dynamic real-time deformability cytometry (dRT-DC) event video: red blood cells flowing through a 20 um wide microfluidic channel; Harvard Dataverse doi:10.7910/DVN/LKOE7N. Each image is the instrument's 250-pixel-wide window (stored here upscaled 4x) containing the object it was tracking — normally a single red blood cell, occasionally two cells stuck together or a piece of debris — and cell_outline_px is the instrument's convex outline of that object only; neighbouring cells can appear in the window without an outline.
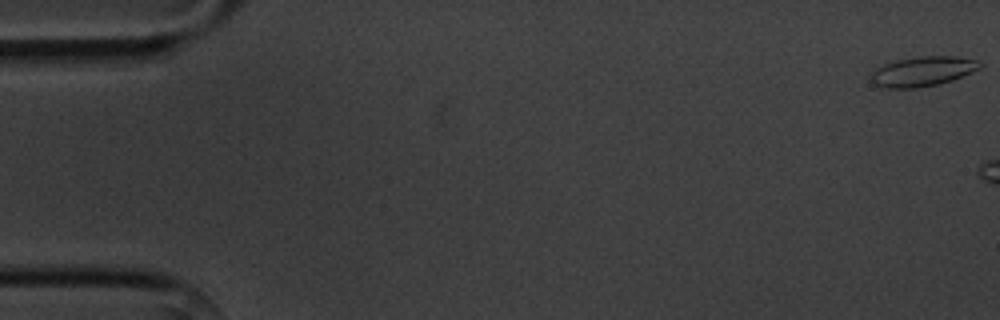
{"species": "common noctule bat (a hibernating species)", "species_latin": "Nyctalus noctula", "temperature_condition": "cold", "stored_images_in_passage": 6, "camera_frame_rate_fps": 3000, "um_per_image_px": 0.085, "animal": {"sex": "male", "body_mass_g": 20.1, "forearm_length_mm": 53.5}, "frame": {"image": 1, "passage_image": 1, "time_ms": 0.0, "image_size_px": [1000, 320], "cell_outline_px": [[984, 64], [980, 68], [972, 72], [952, 80], [920, 88], [888, 88], [876, 84], [872, 80], [872, 72], [876, 68], [884, 64], [896, 60], [920, 56], [956, 56], [980, 60]], "centroid_in_image_um": [78.49, 6.05], "position_along_channel_um": 6.5, "area_um2": 18.84}}
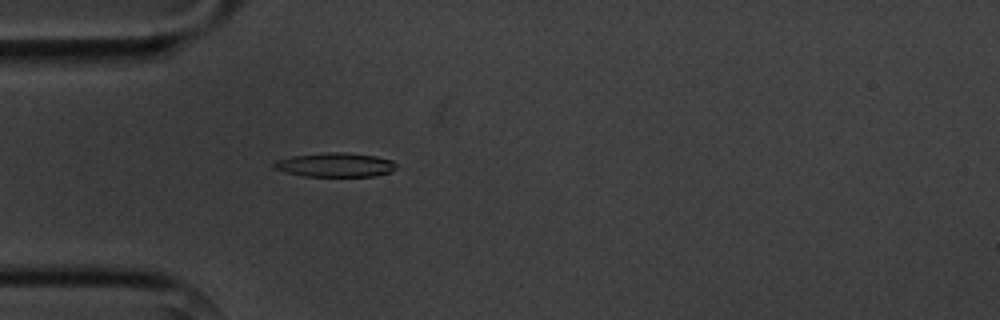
{"frame": {"image": 2, "passage_image": 6, "time_ms": 6.667, "image_size_px": [1000, 320], "cell_outline_px": [[396, 168], [392, 172], [376, 176], [304, 176], [272, 168], [272, 164], [276, 160], [292, 156], [328, 152], [344, 152], [376, 156], [392, 160], [396, 164]], "centroid_in_image_um": [28.52, 14.01], "position_along_channel_um": 56.5, "area_um2": 17.22}}